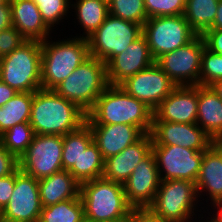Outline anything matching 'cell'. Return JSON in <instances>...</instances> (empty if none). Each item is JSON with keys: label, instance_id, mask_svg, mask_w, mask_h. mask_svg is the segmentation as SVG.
Segmentation results:
<instances>
[{"label": "cell", "instance_id": "42", "mask_svg": "<svg viewBox=\"0 0 222 222\" xmlns=\"http://www.w3.org/2000/svg\"><path fill=\"white\" fill-rule=\"evenodd\" d=\"M211 209H212V211H211ZM206 214H208V216L206 215L205 217H207L210 221H212V222H222V196H220L216 201H214L206 209Z\"/></svg>", "mask_w": 222, "mask_h": 222}, {"label": "cell", "instance_id": "11", "mask_svg": "<svg viewBox=\"0 0 222 222\" xmlns=\"http://www.w3.org/2000/svg\"><path fill=\"white\" fill-rule=\"evenodd\" d=\"M63 136L35 134L26 152L18 159L19 169L40 180L62 168Z\"/></svg>", "mask_w": 222, "mask_h": 222}, {"label": "cell", "instance_id": "12", "mask_svg": "<svg viewBox=\"0 0 222 222\" xmlns=\"http://www.w3.org/2000/svg\"><path fill=\"white\" fill-rule=\"evenodd\" d=\"M161 180L196 182L200 173L203 151L176 145L152 146Z\"/></svg>", "mask_w": 222, "mask_h": 222}, {"label": "cell", "instance_id": "6", "mask_svg": "<svg viewBox=\"0 0 222 222\" xmlns=\"http://www.w3.org/2000/svg\"><path fill=\"white\" fill-rule=\"evenodd\" d=\"M107 86L106 64L90 56L54 91L61 97L75 103L87 114Z\"/></svg>", "mask_w": 222, "mask_h": 222}, {"label": "cell", "instance_id": "3", "mask_svg": "<svg viewBox=\"0 0 222 222\" xmlns=\"http://www.w3.org/2000/svg\"><path fill=\"white\" fill-rule=\"evenodd\" d=\"M58 40L53 36L41 42V85L54 90L90 57L88 40L73 34ZM54 39V40H52ZM56 40V41H55Z\"/></svg>", "mask_w": 222, "mask_h": 222}, {"label": "cell", "instance_id": "9", "mask_svg": "<svg viewBox=\"0 0 222 222\" xmlns=\"http://www.w3.org/2000/svg\"><path fill=\"white\" fill-rule=\"evenodd\" d=\"M143 35L155 61L197 36L183 15L148 18L143 25Z\"/></svg>", "mask_w": 222, "mask_h": 222}, {"label": "cell", "instance_id": "35", "mask_svg": "<svg viewBox=\"0 0 222 222\" xmlns=\"http://www.w3.org/2000/svg\"><path fill=\"white\" fill-rule=\"evenodd\" d=\"M186 0H144L148 18L183 15Z\"/></svg>", "mask_w": 222, "mask_h": 222}, {"label": "cell", "instance_id": "29", "mask_svg": "<svg viewBox=\"0 0 222 222\" xmlns=\"http://www.w3.org/2000/svg\"><path fill=\"white\" fill-rule=\"evenodd\" d=\"M40 219L44 222H86L81 197L42 207Z\"/></svg>", "mask_w": 222, "mask_h": 222}, {"label": "cell", "instance_id": "28", "mask_svg": "<svg viewBox=\"0 0 222 222\" xmlns=\"http://www.w3.org/2000/svg\"><path fill=\"white\" fill-rule=\"evenodd\" d=\"M93 142V135L85 123L78 130L63 136L62 168H80L82 152Z\"/></svg>", "mask_w": 222, "mask_h": 222}, {"label": "cell", "instance_id": "21", "mask_svg": "<svg viewBox=\"0 0 222 222\" xmlns=\"http://www.w3.org/2000/svg\"><path fill=\"white\" fill-rule=\"evenodd\" d=\"M88 126L93 135V142L97 145L104 160L117 155L145 134L139 127L128 124Z\"/></svg>", "mask_w": 222, "mask_h": 222}, {"label": "cell", "instance_id": "48", "mask_svg": "<svg viewBox=\"0 0 222 222\" xmlns=\"http://www.w3.org/2000/svg\"><path fill=\"white\" fill-rule=\"evenodd\" d=\"M9 0H0V5L7 3Z\"/></svg>", "mask_w": 222, "mask_h": 222}, {"label": "cell", "instance_id": "18", "mask_svg": "<svg viewBox=\"0 0 222 222\" xmlns=\"http://www.w3.org/2000/svg\"><path fill=\"white\" fill-rule=\"evenodd\" d=\"M198 85L176 86L153 111V121L196 123Z\"/></svg>", "mask_w": 222, "mask_h": 222}, {"label": "cell", "instance_id": "44", "mask_svg": "<svg viewBox=\"0 0 222 222\" xmlns=\"http://www.w3.org/2000/svg\"><path fill=\"white\" fill-rule=\"evenodd\" d=\"M210 29H221L222 30V0H219L216 17L213 25Z\"/></svg>", "mask_w": 222, "mask_h": 222}, {"label": "cell", "instance_id": "23", "mask_svg": "<svg viewBox=\"0 0 222 222\" xmlns=\"http://www.w3.org/2000/svg\"><path fill=\"white\" fill-rule=\"evenodd\" d=\"M196 123L214 142L222 140V100L210 86L198 85Z\"/></svg>", "mask_w": 222, "mask_h": 222}, {"label": "cell", "instance_id": "13", "mask_svg": "<svg viewBox=\"0 0 222 222\" xmlns=\"http://www.w3.org/2000/svg\"><path fill=\"white\" fill-rule=\"evenodd\" d=\"M41 211L38 180L18 168L14 190L1 211V222H32L40 218Z\"/></svg>", "mask_w": 222, "mask_h": 222}, {"label": "cell", "instance_id": "36", "mask_svg": "<svg viewBox=\"0 0 222 222\" xmlns=\"http://www.w3.org/2000/svg\"><path fill=\"white\" fill-rule=\"evenodd\" d=\"M27 40L13 26L0 31V57L13 52Z\"/></svg>", "mask_w": 222, "mask_h": 222}, {"label": "cell", "instance_id": "27", "mask_svg": "<svg viewBox=\"0 0 222 222\" xmlns=\"http://www.w3.org/2000/svg\"><path fill=\"white\" fill-rule=\"evenodd\" d=\"M219 0H186L184 18L202 36L214 23Z\"/></svg>", "mask_w": 222, "mask_h": 222}, {"label": "cell", "instance_id": "22", "mask_svg": "<svg viewBox=\"0 0 222 222\" xmlns=\"http://www.w3.org/2000/svg\"><path fill=\"white\" fill-rule=\"evenodd\" d=\"M10 5L12 26L15 27L27 41L43 42L55 34V32L45 24L38 6L32 0H11Z\"/></svg>", "mask_w": 222, "mask_h": 222}, {"label": "cell", "instance_id": "30", "mask_svg": "<svg viewBox=\"0 0 222 222\" xmlns=\"http://www.w3.org/2000/svg\"><path fill=\"white\" fill-rule=\"evenodd\" d=\"M104 162L100 150L92 142L81 154L80 168H70L68 171L81 184L85 181L101 178L104 172Z\"/></svg>", "mask_w": 222, "mask_h": 222}, {"label": "cell", "instance_id": "14", "mask_svg": "<svg viewBox=\"0 0 222 222\" xmlns=\"http://www.w3.org/2000/svg\"><path fill=\"white\" fill-rule=\"evenodd\" d=\"M119 86L129 95L142 101L152 111L176 87L156 63L128 77Z\"/></svg>", "mask_w": 222, "mask_h": 222}, {"label": "cell", "instance_id": "45", "mask_svg": "<svg viewBox=\"0 0 222 222\" xmlns=\"http://www.w3.org/2000/svg\"><path fill=\"white\" fill-rule=\"evenodd\" d=\"M210 87L222 100V79L215 81Z\"/></svg>", "mask_w": 222, "mask_h": 222}, {"label": "cell", "instance_id": "39", "mask_svg": "<svg viewBox=\"0 0 222 222\" xmlns=\"http://www.w3.org/2000/svg\"><path fill=\"white\" fill-rule=\"evenodd\" d=\"M205 47L210 51L222 55V30L209 29L203 35Z\"/></svg>", "mask_w": 222, "mask_h": 222}, {"label": "cell", "instance_id": "16", "mask_svg": "<svg viewBox=\"0 0 222 222\" xmlns=\"http://www.w3.org/2000/svg\"><path fill=\"white\" fill-rule=\"evenodd\" d=\"M152 146L176 145L197 151L206 150L214 141L197 123L153 121Z\"/></svg>", "mask_w": 222, "mask_h": 222}, {"label": "cell", "instance_id": "1", "mask_svg": "<svg viewBox=\"0 0 222 222\" xmlns=\"http://www.w3.org/2000/svg\"><path fill=\"white\" fill-rule=\"evenodd\" d=\"M86 116L75 103L54 90L34 91L29 123L35 134L64 136L85 124Z\"/></svg>", "mask_w": 222, "mask_h": 222}, {"label": "cell", "instance_id": "24", "mask_svg": "<svg viewBox=\"0 0 222 222\" xmlns=\"http://www.w3.org/2000/svg\"><path fill=\"white\" fill-rule=\"evenodd\" d=\"M38 188L42 207L80 196V183L67 170L38 180Z\"/></svg>", "mask_w": 222, "mask_h": 222}, {"label": "cell", "instance_id": "43", "mask_svg": "<svg viewBox=\"0 0 222 222\" xmlns=\"http://www.w3.org/2000/svg\"><path fill=\"white\" fill-rule=\"evenodd\" d=\"M18 92L0 80V107L4 106Z\"/></svg>", "mask_w": 222, "mask_h": 222}, {"label": "cell", "instance_id": "15", "mask_svg": "<svg viewBox=\"0 0 222 222\" xmlns=\"http://www.w3.org/2000/svg\"><path fill=\"white\" fill-rule=\"evenodd\" d=\"M160 182L156 158L151 151L123 184L128 203L134 209L148 208L154 201Z\"/></svg>", "mask_w": 222, "mask_h": 222}, {"label": "cell", "instance_id": "10", "mask_svg": "<svg viewBox=\"0 0 222 222\" xmlns=\"http://www.w3.org/2000/svg\"><path fill=\"white\" fill-rule=\"evenodd\" d=\"M203 37L197 35L186 45L160 56L155 63L176 86L200 85Z\"/></svg>", "mask_w": 222, "mask_h": 222}, {"label": "cell", "instance_id": "5", "mask_svg": "<svg viewBox=\"0 0 222 222\" xmlns=\"http://www.w3.org/2000/svg\"><path fill=\"white\" fill-rule=\"evenodd\" d=\"M80 197L86 222H106L124 219L134 209L127 201L123 184L103 177L82 182Z\"/></svg>", "mask_w": 222, "mask_h": 222}, {"label": "cell", "instance_id": "8", "mask_svg": "<svg viewBox=\"0 0 222 222\" xmlns=\"http://www.w3.org/2000/svg\"><path fill=\"white\" fill-rule=\"evenodd\" d=\"M142 35V25L109 14L98 29L87 38L90 56L107 64Z\"/></svg>", "mask_w": 222, "mask_h": 222}, {"label": "cell", "instance_id": "49", "mask_svg": "<svg viewBox=\"0 0 222 222\" xmlns=\"http://www.w3.org/2000/svg\"><path fill=\"white\" fill-rule=\"evenodd\" d=\"M32 222H44L43 220H41L40 218L36 219L35 221Z\"/></svg>", "mask_w": 222, "mask_h": 222}, {"label": "cell", "instance_id": "26", "mask_svg": "<svg viewBox=\"0 0 222 222\" xmlns=\"http://www.w3.org/2000/svg\"><path fill=\"white\" fill-rule=\"evenodd\" d=\"M34 92H18L0 107V135L19 123H29Z\"/></svg>", "mask_w": 222, "mask_h": 222}, {"label": "cell", "instance_id": "38", "mask_svg": "<svg viewBox=\"0 0 222 222\" xmlns=\"http://www.w3.org/2000/svg\"><path fill=\"white\" fill-rule=\"evenodd\" d=\"M15 187V172L5 177H0V211L8 204Z\"/></svg>", "mask_w": 222, "mask_h": 222}, {"label": "cell", "instance_id": "41", "mask_svg": "<svg viewBox=\"0 0 222 222\" xmlns=\"http://www.w3.org/2000/svg\"><path fill=\"white\" fill-rule=\"evenodd\" d=\"M12 26L11 5L10 1L0 5V31Z\"/></svg>", "mask_w": 222, "mask_h": 222}, {"label": "cell", "instance_id": "25", "mask_svg": "<svg viewBox=\"0 0 222 222\" xmlns=\"http://www.w3.org/2000/svg\"><path fill=\"white\" fill-rule=\"evenodd\" d=\"M70 10V16L75 17L71 19L74 20V27L80 25L78 29H82L83 32L82 34L75 33V37L87 39L108 17L109 3L105 0H71Z\"/></svg>", "mask_w": 222, "mask_h": 222}, {"label": "cell", "instance_id": "32", "mask_svg": "<svg viewBox=\"0 0 222 222\" xmlns=\"http://www.w3.org/2000/svg\"><path fill=\"white\" fill-rule=\"evenodd\" d=\"M39 9L45 24L54 32L58 30L57 25L66 22L70 17L71 0H32ZM65 19V20H64ZM57 28V29H56ZM55 29V30H54Z\"/></svg>", "mask_w": 222, "mask_h": 222}, {"label": "cell", "instance_id": "20", "mask_svg": "<svg viewBox=\"0 0 222 222\" xmlns=\"http://www.w3.org/2000/svg\"><path fill=\"white\" fill-rule=\"evenodd\" d=\"M151 133H145L138 141L117 155L105 159L103 178L124 184L134 168L152 151Z\"/></svg>", "mask_w": 222, "mask_h": 222}, {"label": "cell", "instance_id": "31", "mask_svg": "<svg viewBox=\"0 0 222 222\" xmlns=\"http://www.w3.org/2000/svg\"><path fill=\"white\" fill-rule=\"evenodd\" d=\"M35 132L30 123H19L0 135L1 144L19 159L27 150Z\"/></svg>", "mask_w": 222, "mask_h": 222}, {"label": "cell", "instance_id": "2", "mask_svg": "<svg viewBox=\"0 0 222 222\" xmlns=\"http://www.w3.org/2000/svg\"><path fill=\"white\" fill-rule=\"evenodd\" d=\"M153 111L119 85H108L87 113V125L128 124L151 133Z\"/></svg>", "mask_w": 222, "mask_h": 222}, {"label": "cell", "instance_id": "19", "mask_svg": "<svg viewBox=\"0 0 222 222\" xmlns=\"http://www.w3.org/2000/svg\"><path fill=\"white\" fill-rule=\"evenodd\" d=\"M195 185L199 201L204 204L205 209L222 196V144L220 142H213L203 151L200 173Z\"/></svg>", "mask_w": 222, "mask_h": 222}, {"label": "cell", "instance_id": "47", "mask_svg": "<svg viewBox=\"0 0 222 222\" xmlns=\"http://www.w3.org/2000/svg\"><path fill=\"white\" fill-rule=\"evenodd\" d=\"M203 218H201V219H199V220H197V221H195V222H212V221H210L207 217L205 218V219H203Z\"/></svg>", "mask_w": 222, "mask_h": 222}, {"label": "cell", "instance_id": "40", "mask_svg": "<svg viewBox=\"0 0 222 222\" xmlns=\"http://www.w3.org/2000/svg\"><path fill=\"white\" fill-rule=\"evenodd\" d=\"M130 222H166L155 216L148 208L133 209L130 214Z\"/></svg>", "mask_w": 222, "mask_h": 222}, {"label": "cell", "instance_id": "34", "mask_svg": "<svg viewBox=\"0 0 222 222\" xmlns=\"http://www.w3.org/2000/svg\"><path fill=\"white\" fill-rule=\"evenodd\" d=\"M222 79V55L204 48L201 55L200 86H210Z\"/></svg>", "mask_w": 222, "mask_h": 222}, {"label": "cell", "instance_id": "37", "mask_svg": "<svg viewBox=\"0 0 222 222\" xmlns=\"http://www.w3.org/2000/svg\"><path fill=\"white\" fill-rule=\"evenodd\" d=\"M19 168L18 159L0 142V177L14 173Z\"/></svg>", "mask_w": 222, "mask_h": 222}, {"label": "cell", "instance_id": "46", "mask_svg": "<svg viewBox=\"0 0 222 222\" xmlns=\"http://www.w3.org/2000/svg\"><path fill=\"white\" fill-rule=\"evenodd\" d=\"M106 222H130V216L124 218V219H117L114 221H106Z\"/></svg>", "mask_w": 222, "mask_h": 222}, {"label": "cell", "instance_id": "33", "mask_svg": "<svg viewBox=\"0 0 222 222\" xmlns=\"http://www.w3.org/2000/svg\"><path fill=\"white\" fill-rule=\"evenodd\" d=\"M109 14L134 22L140 25H144L148 19L144 0H110L109 2Z\"/></svg>", "mask_w": 222, "mask_h": 222}, {"label": "cell", "instance_id": "7", "mask_svg": "<svg viewBox=\"0 0 222 222\" xmlns=\"http://www.w3.org/2000/svg\"><path fill=\"white\" fill-rule=\"evenodd\" d=\"M41 42L26 41L0 57V80L17 92H34L41 85Z\"/></svg>", "mask_w": 222, "mask_h": 222}, {"label": "cell", "instance_id": "17", "mask_svg": "<svg viewBox=\"0 0 222 222\" xmlns=\"http://www.w3.org/2000/svg\"><path fill=\"white\" fill-rule=\"evenodd\" d=\"M155 63L144 35L106 64L108 85H120L128 77Z\"/></svg>", "mask_w": 222, "mask_h": 222}, {"label": "cell", "instance_id": "4", "mask_svg": "<svg viewBox=\"0 0 222 222\" xmlns=\"http://www.w3.org/2000/svg\"><path fill=\"white\" fill-rule=\"evenodd\" d=\"M148 209L166 222H195L206 216L196 185L189 180H161L154 201Z\"/></svg>", "mask_w": 222, "mask_h": 222}]
</instances>
